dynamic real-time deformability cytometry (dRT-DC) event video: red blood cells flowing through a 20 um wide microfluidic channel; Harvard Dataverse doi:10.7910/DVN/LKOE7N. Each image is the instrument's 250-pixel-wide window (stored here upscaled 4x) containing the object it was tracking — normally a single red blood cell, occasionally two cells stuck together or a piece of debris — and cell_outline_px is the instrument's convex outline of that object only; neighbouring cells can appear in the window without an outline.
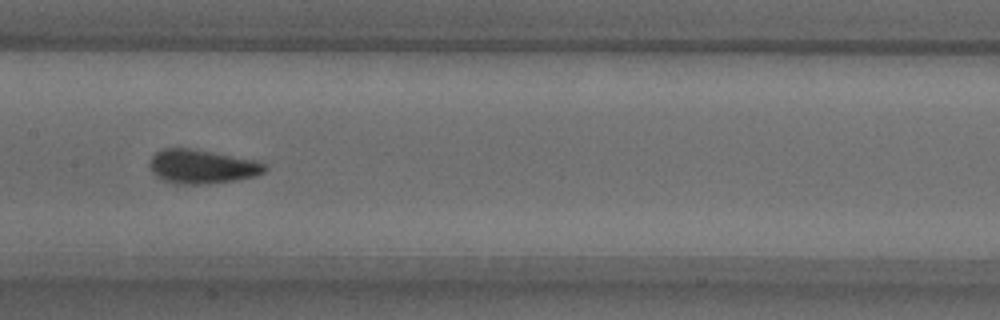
{"species": "common noctule bat (a hibernating species)", "species_latin": "Nyctalus noctula", "temperature_condition": "warm", "stored_images_in_passage": 52, "camera_frame_rate_fps": 3000, "um_per_image_px": 0.085, "animal": {"sex": "male", "body_mass_g": 18.8}, "frame": {"image": 1, "passage_image": 25, "time_ms": 8.0, "image_size_px": [1000, 320], "cell_outline_px": [[268, 168], [264, 172], [256, 176], [236, 180], [204, 184], [176, 184], [160, 180], [152, 172], [148, 164], [152, 156], [156, 152], [164, 148], [188, 148], [212, 152], [256, 160], [264, 164]], "centroid_in_image_um": [17.14, 14.17], "position_along_channel_um": 190.3, "area_um2": 22.89}}
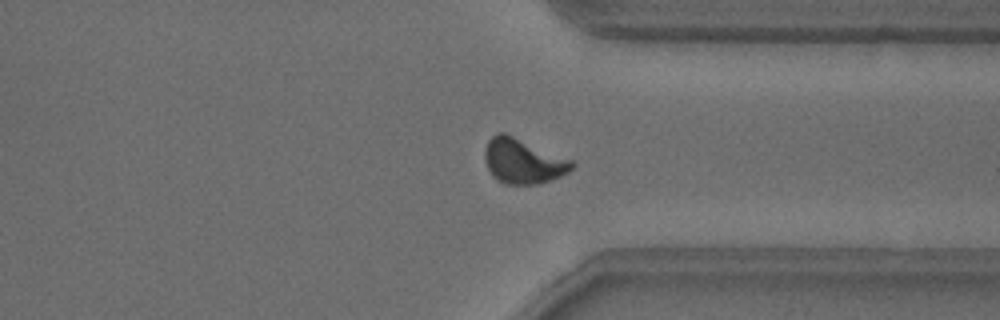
{"frame": {"image": 2, "passage_image": 39, "time_ms": 12.667, "image_size_px": [1000, 320], "cell_outline_px": [[576, 164], [568, 172], [552, 180], [540, 184], [504, 184], [492, 176], [484, 160], [484, 152], [488, 140], [496, 132], [504, 132], [572, 160]], "centroid_in_image_um": [44.44, 13.7], "position_along_channel_um": 367.0, "area_um2": 22.89}}
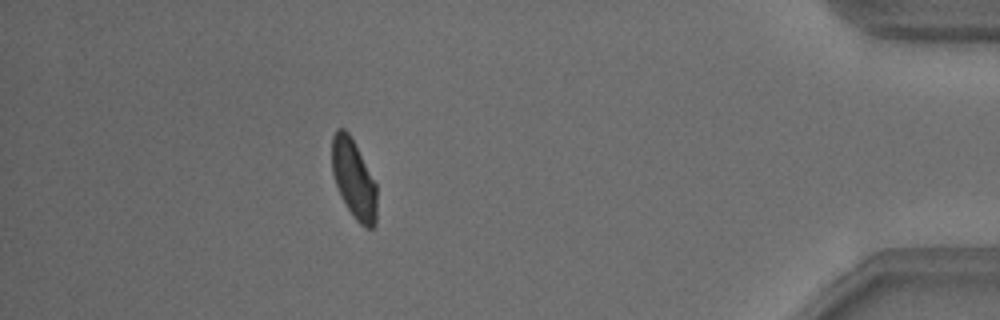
{"frame": {"image": 3, "passage_image": 46, "time_ms": 15.0, "image_size_px": [1000, 320], "cell_outline_px": [[376, 224], [372, 228], [364, 228], [356, 220], [348, 208], [336, 184], [332, 172], [332, 136], [336, 128], [344, 128], [348, 132], [376, 184]], "centroid_in_image_um": [30.06, 15.22], "position_along_channel_um": 405.1, "area_um2": 20.23}, "authors_computed_cell_mechanics": {"area_um2": 21.5016, "velocity_mm_per_s": 3.8153, "shape_relaxation_time_tau1_ms": 3.1941, "shape_relaxation_time_tau2_ms": null, "deformation_change_tau1": 0.1213, "deformation_change_tau2": null}}